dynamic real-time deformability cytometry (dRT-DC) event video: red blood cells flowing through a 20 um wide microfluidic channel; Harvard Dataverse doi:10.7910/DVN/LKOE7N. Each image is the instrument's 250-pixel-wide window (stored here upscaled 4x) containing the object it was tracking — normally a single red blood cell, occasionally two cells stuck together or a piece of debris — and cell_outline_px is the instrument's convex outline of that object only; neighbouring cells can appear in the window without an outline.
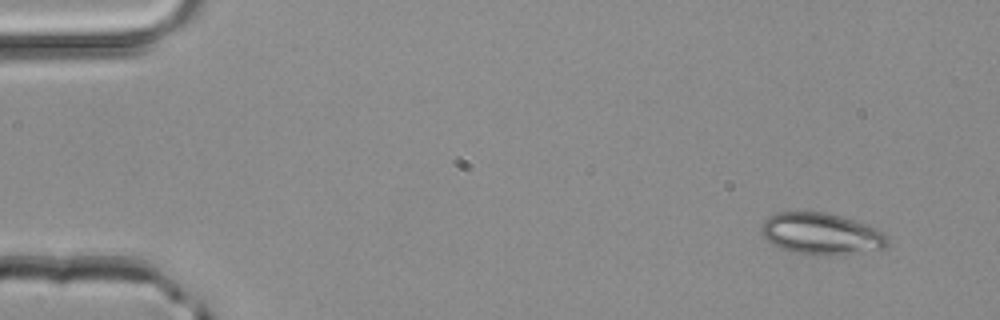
{"species": "common noctule bat (a hibernating species)", "species_latin": "Nyctalus noctula", "temperature_condition": "room temperature", "stored_images_in_passage": 4, "camera_frame_rate_fps": 3000, "um_per_image_px": 0.085, "animal": {"sex": "male", "body_mass_g": 20.4}, "frame": {"image": 1, "passage_image": 1, "time_ms": 0.0, "image_size_px": [1000, 320], "cell_outline_px": [[888, 244], [884, 248], [828, 256], [820, 256], [792, 252], [780, 248], [772, 244], [760, 232], [760, 228], [764, 220], [768, 216], [776, 212], [828, 212], [876, 228], [884, 232], [888, 236]], "centroid_in_image_um": [69.77, 19.87], "position_along_channel_um": 15.2, "area_um2": 30.63}}